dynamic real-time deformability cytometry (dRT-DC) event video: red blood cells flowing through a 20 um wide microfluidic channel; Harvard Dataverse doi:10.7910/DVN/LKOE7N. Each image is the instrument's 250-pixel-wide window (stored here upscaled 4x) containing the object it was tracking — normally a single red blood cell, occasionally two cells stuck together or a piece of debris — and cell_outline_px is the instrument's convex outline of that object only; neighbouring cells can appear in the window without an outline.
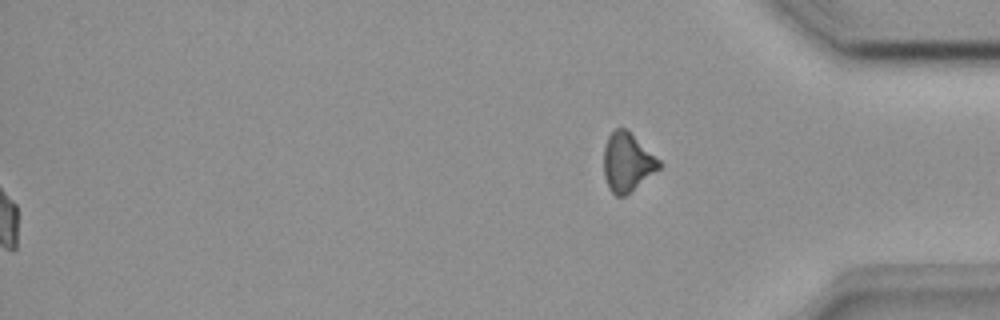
{"species": "common noctule bat (a hibernating species)", "species_latin": "Nyctalus noctula", "temperature_condition": "room temperature", "stored_images_in_passage": 47, "segment_of_instrument_passage": [2, 2], "camera_frame_rate_fps": 3000, "um_per_image_px": 0.085, "animal": {"sex": "female", "body_mass_g": 18.4}, "frame": {"image": 1, "passage_image": 47, "time_ms": 15.333, "image_size_px": [1000, 320], "cell_outline_px": [[664, 164], [660, 168], [624, 196], [616, 196], [608, 188], [604, 176], [604, 148], [608, 136], [616, 128], [624, 128], [660, 160]], "centroid_in_image_um": [53.31, 13.8], "position_along_channel_um": 381.9, "area_um2": 18.55}}